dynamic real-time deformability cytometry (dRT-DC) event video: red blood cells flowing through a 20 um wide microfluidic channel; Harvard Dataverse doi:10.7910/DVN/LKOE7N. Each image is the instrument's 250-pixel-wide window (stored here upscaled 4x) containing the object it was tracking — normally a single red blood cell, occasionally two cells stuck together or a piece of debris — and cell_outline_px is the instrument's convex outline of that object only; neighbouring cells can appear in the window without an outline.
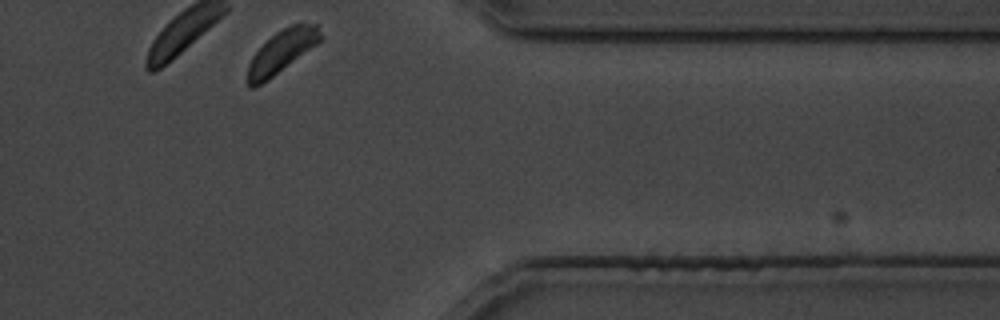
{"species": "common noctule bat (a hibernating species)", "species_latin": "Nyctalus noctula", "temperature_condition": "cold", "stored_images_in_passage": 21, "camera_frame_rate_fps": 3000, "um_per_image_px": 0.085, "animal": {"sex": "male", "body_mass_g": 19.5, "forearm_length_mm": 54.6}, "frame": {"image": 1, "passage_image": 21, "time_ms": 24.667, "image_size_px": [1000, 320], "cell_outline_px": [[324, 40], [268, 80], [252, 88], [248, 88], [248, 64], [252, 56], [276, 32], [292, 24], [316, 24], [324, 36]], "centroid_in_image_um": [24.0, 4.38], "position_along_channel_um": 387.4, "area_um2": 18.03}}